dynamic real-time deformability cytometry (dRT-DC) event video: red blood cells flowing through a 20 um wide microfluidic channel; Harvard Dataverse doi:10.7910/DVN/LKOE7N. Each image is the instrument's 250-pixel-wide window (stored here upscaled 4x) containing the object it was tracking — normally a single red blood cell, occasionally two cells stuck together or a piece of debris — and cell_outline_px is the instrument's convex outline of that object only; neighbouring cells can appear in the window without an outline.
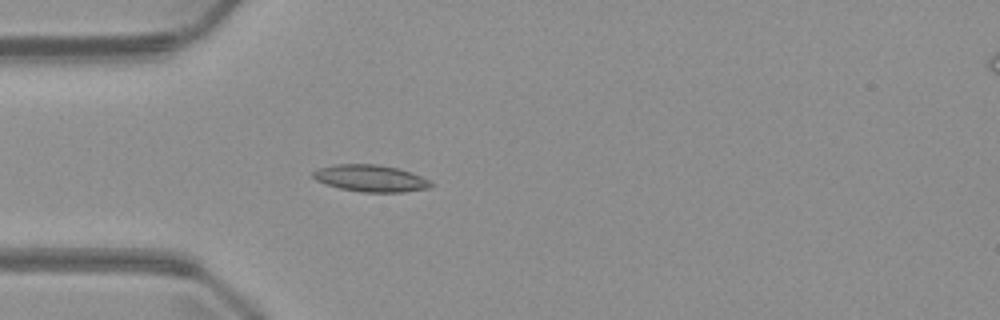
{"species": "common noctule bat (a hibernating species)", "species_latin": "Nyctalus noctula", "temperature_condition": "warm", "stored_images_in_passage": 4, "camera_frame_rate_fps": 3000, "um_per_image_px": 0.085, "animal": {"sex": "male", "body_mass_g": 23.1, "forearm_length_mm": 52.7}, "frame": {"image": 1, "passage_image": 3, "time_ms": 2.333, "image_size_px": [1000, 320], "cell_outline_px": [[436, 184], [432, 188], [404, 192], [364, 192], [340, 188], [324, 184], [316, 180], [312, 176], [312, 172], [316, 168], [336, 164], [376, 164], [396, 168], [412, 172]], "centroid_in_image_um": [31.51, 15.16], "position_along_channel_um": 53.5, "area_um2": 18.61}}